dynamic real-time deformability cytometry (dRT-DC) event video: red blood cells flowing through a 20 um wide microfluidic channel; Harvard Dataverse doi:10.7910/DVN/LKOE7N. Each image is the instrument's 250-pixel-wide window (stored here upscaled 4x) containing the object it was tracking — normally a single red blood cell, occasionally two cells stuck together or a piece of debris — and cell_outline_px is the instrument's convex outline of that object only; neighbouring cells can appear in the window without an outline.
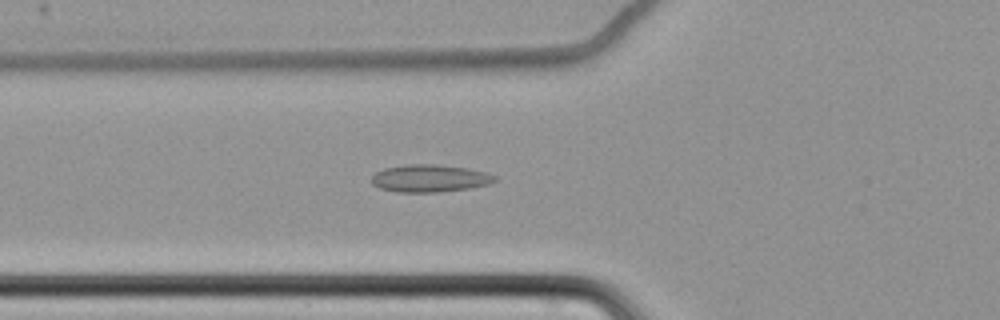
{"species": "common noctule bat (a hibernating species)", "species_latin": "Nyctalus noctula", "temperature_condition": "cold", "stored_images_in_passage": 64, "camera_frame_rate_fps": 3000, "um_per_image_px": 0.085, "animal": {"sex": "female", "body_mass_g": 22.7, "forearm_length_mm": 54.2}, "frame": {"image": 1, "passage_image": 27, "time_ms": 8.667, "image_size_px": [1000, 320], "cell_outline_px": [[496, 180], [488, 184], [468, 188], [440, 192], [396, 192], [380, 188], [372, 184], [372, 176], [376, 172], [384, 168], [408, 164], [436, 164], [468, 168], [484, 172], [496, 176]], "centroid_in_image_um": [36.5, 15.15], "position_along_channel_um": 89.3, "area_um2": 19.65}}
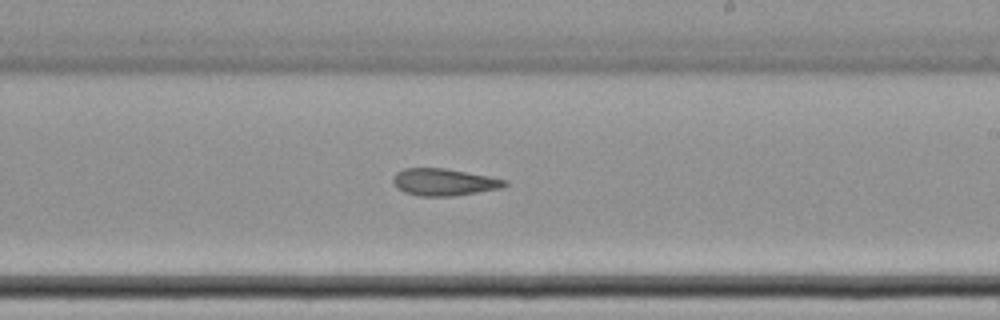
{"frame": {"image": 2, "passage_image": 41, "time_ms": 13.333, "image_size_px": [1000, 320], "cell_outline_px": [[508, 184], [500, 188], [452, 196], [420, 196], [404, 192], [396, 188], [392, 180], [392, 176], [396, 172], [404, 168], [444, 168], [488, 176], [508, 180]], "centroid_in_image_um": [37.69, 15.47], "position_along_channel_um": 251.3, "area_um2": 17.57}}
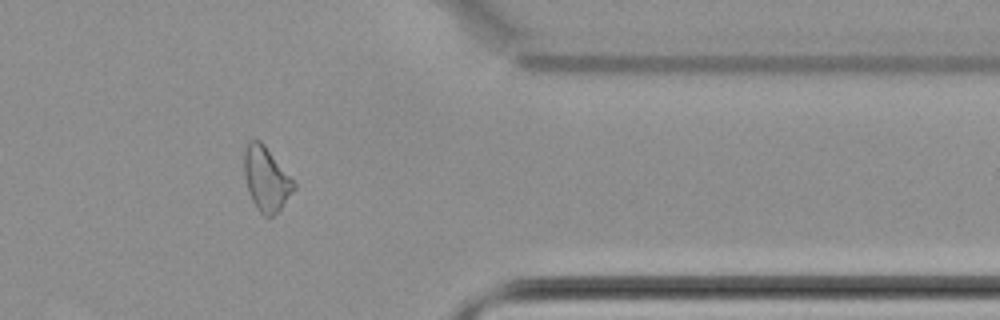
{"frame": {"image": 3, "passage_image": 54, "time_ms": 17.667, "image_size_px": [1000, 320], "cell_outline_px": [[296, 188], [280, 208], [272, 216], [264, 216], [256, 208], [252, 200], [244, 176], [244, 148], [248, 140], [260, 140], [264, 144], [296, 184]], "centroid_in_image_um": [22.61, 15.18], "position_along_channel_um": 388.8, "area_um2": 18.32}, "authors_computed_cell_mechanics": {"area_um2": 19.7387, "velocity_mm_per_s": 3.4746, "shape_relaxation_time_tau1_ms": null, "shape_relaxation_time_tau2_ms": 4.1942, "deformation_change_tau1": null, "deformation_change_tau2": 0.1154}}